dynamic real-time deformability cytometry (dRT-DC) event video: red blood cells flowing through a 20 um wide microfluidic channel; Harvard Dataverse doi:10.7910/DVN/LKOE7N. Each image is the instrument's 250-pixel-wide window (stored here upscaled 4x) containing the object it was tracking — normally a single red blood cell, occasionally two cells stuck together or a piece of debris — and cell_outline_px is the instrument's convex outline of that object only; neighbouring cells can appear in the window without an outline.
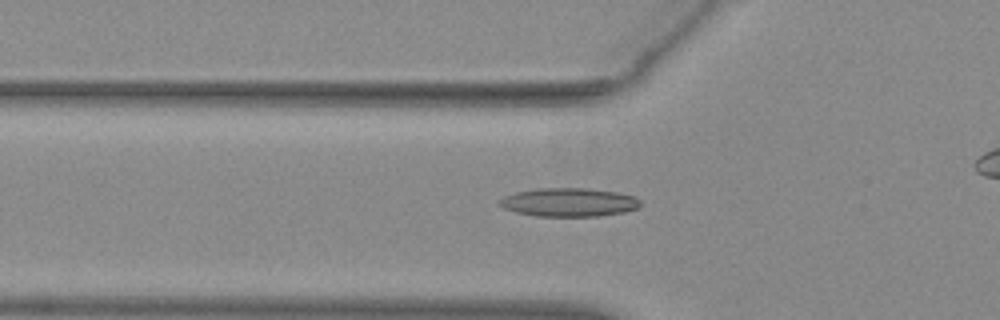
{"species": "common noctule bat (a hibernating species)", "species_latin": "Nyctalus noctula", "temperature_condition": "warm", "stored_images_in_passage": 46, "camera_frame_rate_fps": 3000, "um_per_image_px": 0.085, "animal": {"sex": "female", "body_mass_g": 29.2, "forearm_length_mm": 56.3}, "frame": {"image": 1, "passage_image": 17, "time_ms": 5.333, "image_size_px": [1000, 320], "cell_outline_px": [[640, 204], [636, 208], [624, 212], [596, 216], [536, 216], [516, 212], [504, 208], [496, 204], [496, 200], [504, 196], [516, 192], [536, 188], [588, 188], [616, 192], [632, 196], [640, 200]], "centroid_in_image_um": [48.28, 17.19], "position_along_channel_um": 77.5, "area_um2": 23.47}}
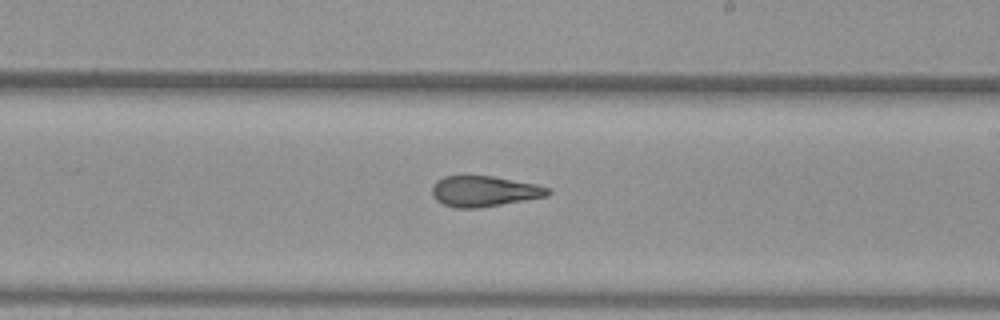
{"frame": {"image": 2, "passage_image": 30, "time_ms": 9.667, "image_size_px": [1000, 320], "cell_outline_px": [[552, 192], [548, 196], [480, 208], [456, 208], [444, 204], [436, 200], [432, 196], [432, 184], [436, 180], [444, 176], [492, 176], [536, 184], [548, 188]], "centroid_in_image_um": [41.13, 16.26], "position_along_channel_um": 247.9, "area_um2": 20.75}}
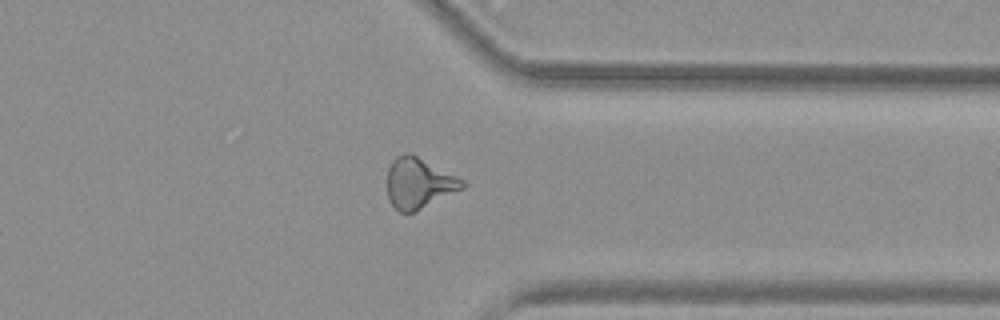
{"frame": {"image": 3, "passage_image": 40, "time_ms": 13.0, "image_size_px": [1000, 320], "cell_outline_px": [[468, 184], [464, 188], [412, 212], [400, 212], [388, 200], [388, 168], [392, 160], [396, 156], [404, 152], [412, 152], [464, 180]], "centroid_in_image_um": [35.6, 15.52], "position_along_channel_um": 375.8, "area_um2": 22.14}, "authors_computed_cell_mechanics": {"area_um2": 21.3571, "velocity_mm_per_s": 3.9201, "shape_relaxation_time_tau1_ms": null, "shape_relaxation_time_tau2_ms": 2.6059, "deformation_change_tau1": null, "deformation_change_tau2": 0.1203}}